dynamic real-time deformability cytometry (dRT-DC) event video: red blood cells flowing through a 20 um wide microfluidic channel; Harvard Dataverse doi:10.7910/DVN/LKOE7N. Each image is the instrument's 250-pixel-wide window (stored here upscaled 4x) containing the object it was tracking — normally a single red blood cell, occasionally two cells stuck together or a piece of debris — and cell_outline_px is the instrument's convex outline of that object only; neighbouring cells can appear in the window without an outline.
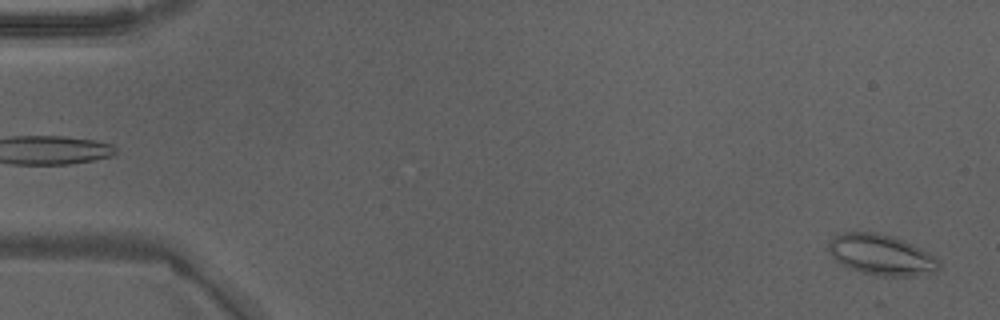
{"species": "Egyptian fruit bat (a non-hibernating species)", "species_latin": "Rousettus aegyptiacus", "temperature_condition": "warm", "stored_images_in_passage": 21, "camera_frame_rate_fps": 3000, "um_per_image_px": 0.085, "animal": {"sex": "male"}, "frame": {"image": 1, "passage_image": 1, "time_ms": 0.0, "image_size_px": [1000, 320], "cell_outline_px": [[940, 268], [936, 272], [928, 276], [876, 276], [860, 272], [848, 268], [840, 264], [832, 256], [828, 248], [828, 240], [832, 236], [844, 232], [872, 232], [892, 236], [904, 240], [936, 256], [940, 260]], "centroid_in_image_um": [74.94, 21.68], "position_along_channel_um": 10.1, "area_um2": 26.76}}